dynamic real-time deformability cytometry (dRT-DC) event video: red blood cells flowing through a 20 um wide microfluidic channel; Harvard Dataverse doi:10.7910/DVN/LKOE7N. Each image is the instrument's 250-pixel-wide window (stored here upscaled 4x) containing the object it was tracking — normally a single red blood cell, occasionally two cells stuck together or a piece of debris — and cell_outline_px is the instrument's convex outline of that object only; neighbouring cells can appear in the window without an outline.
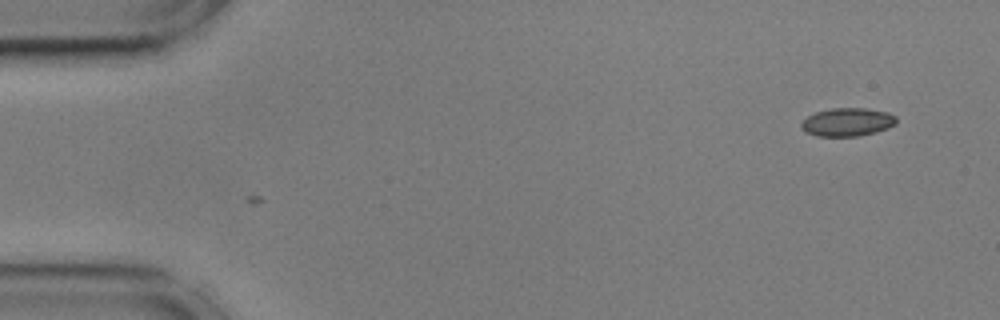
{"species": "common noctule bat (a hibernating species)", "species_latin": "Nyctalus noctula", "temperature_condition": "cold", "stored_images_in_passage": 2, "camera_frame_rate_fps": 3000, "um_per_image_px": 0.085, "animal": {"sex": "male", "body_mass_g": 17.9, "forearm_length_mm": 54.2}, "frame": {"image": 1, "passage_image": 2, "time_ms": 0.333, "image_size_px": [1000, 320], "cell_outline_px": [[896, 124], [888, 128], [876, 132], [860, 136], [816, 136], [804, 132], [800, 128], [800, 124], [808, 116], [816, 112], [832, 108], [864, 108], [888, 112], [896, 116]], "centroid_in_image_um": [72.02, 10.38], "position_along_channel_um": 13.0, "area_um2": 15.78}}